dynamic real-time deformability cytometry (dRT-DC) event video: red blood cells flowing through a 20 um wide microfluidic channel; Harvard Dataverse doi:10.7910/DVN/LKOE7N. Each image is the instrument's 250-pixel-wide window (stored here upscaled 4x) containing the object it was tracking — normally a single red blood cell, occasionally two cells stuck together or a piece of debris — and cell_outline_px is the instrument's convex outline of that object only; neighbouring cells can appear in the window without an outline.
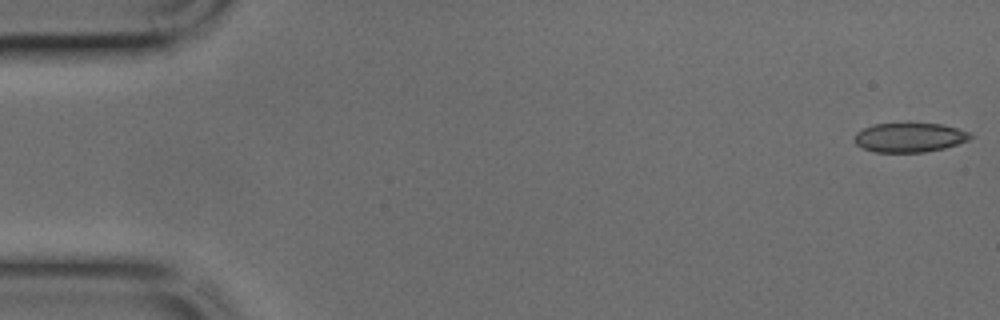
{"species": "common noctule bat (a hibernating species)", "species_latin": "Nyctalus noctula", "temperature_condition": "cold", "stored_images_in_passage": 44, "camera_frame_rate_fps": 3000, "um_per_image_px": 0.085, "animal": {"sex": "male", "body_mass_g": 17.9, "forearm_length_mm": 54.2}, "frame": {"image": 1, "passage_image": 1, "time_ms": 0.0, "image_size_px": [1000, 320], "cell_outline_px": [[972, 136], [968, 140], [944, 148], [924, 152], [876, 152], [864, 148], [856, 144], [856, 132], [872, 124], [908, 120], [940, 124], [956, 128], [968, 132]], "centroid_in_image_um": [77.29, 11.63], "position_along_channel_um": 7.7, "area_um2": 20.35}}
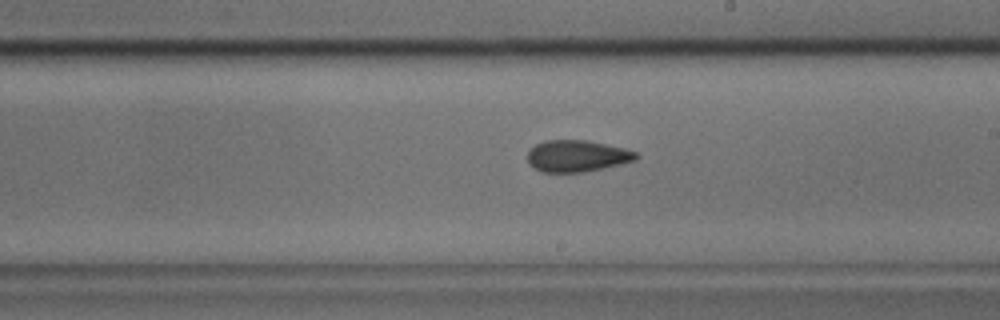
{"frame": {"image": 2, "passage_image": 25, "time_ms": 8.0, "image_size_px": [1000, 320], "cell_outline_px": [[640, 156], [636, 160], [604, 168], [584, 172], [544, 172], [528, 164], [528, 152], [536, 144], [544, 140], [588, 140], [624, 148], [636, 152]], "centroid_in_image_um": [49.06, 13.25], "position_along_channel_um": 239.9, "area_um2": 20.0}}
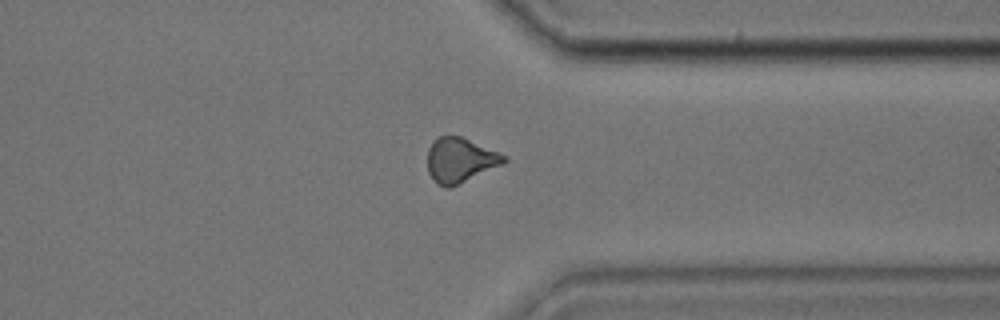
{"frame": {"image": 3, "passage_image": 34, "time_ms": 11.0, "image_size_px": [1000, 320], "cell_outline_px": [[508, 160], [504, 164], [452, 188], [444, 188], [436, 184], [428, 172], [428, 148], [432, 140], [436, 136], [460, 136], [508, 156]], "centroid_in_image_um": [39.11, 13.64], "position_along_channel_um": 372.3, "area_um2": 20.35}}